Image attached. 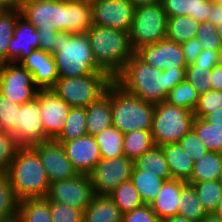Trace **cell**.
<instances>
[{
	"label": "cell",
	"mask_w": 222,
	"mask_h": 222,
	"mask_svg": "<svg viewBox=\"0 0 222 222\" xmlns=\"http://www.w3.org/2000/svg\"><path fill=\"white\" fill-rule=\"evenodd\" d=\"M21 17L37 29L87 33L93 26L92 5L69 0H27L17 6Z\"/></svg>",
	"instance_id": "cell-1"
},
{
	"label": "cell",
	"mask_w": 222,
	"mask_h": 222,
	"mask_svg": "<svg viewBox=\"0 0 222 222\" xmlns=\"http://www.w3.org/2000/svg\"><path fill=\"white\" fill-rule=\"evenodd\" d=\"M185 76L186 68L159 70L134 54L114 81L137 98L158 104L166 101L168 92Z\"/></svg>",
	"instance_id": "cell-2"
},
{
	"label": "cell",
	"mask_w": 222,
	"mask_h": 222,
	"mask_svg": "<svg viewBox=\"0 0 222 222\" xmlns=\"http://www.w3.org/2000/svg\"><path fill=\"white\" fill-rule=\"evenodd\" d=\"M87 35L97 66L114 80L135 54L129 32L93 24Z\"/></svg>",
	"instance_id": "cell-3"
},
{
	"label": "cell",
	"mask_w": 222,
	"mask_h": 222,
	"mask_svg": "<svg viewBox=\"0 0 222 222\" xmlns=\"http://www.w3.org/2000/svg\"><path fill=\"white\" fill-rule=\"evenodd\" d=\"M56 43L51 54L54 56L59 77H82L93 73H106L94 60L87 33L60 32Z\"/></svg>",
	"instance_id": "cell-4"
},
{
	"label": "cell",
	"mask_w": 222,
	"mask_h": 222,
	"mask_svg": "<svg viewBox=\"0 0 222 222\" xmlns=\"http://www.w3.org/2000/svg\"><path fill=\"white\" fill-rule=\"evenodd\" d=\"M19 201L46 198L50 186L38 153L31 146H21L7 172Z\"/></svg>",
	"instance_id": "cell-5"
},
{
	"label": "cell",
	"mask_w": 222,
	"mask_h": 222,
	"mask_svg": "<svg viewBox=\"0 0 222 222\" xmlns=\"http://www.w3.org/2000/svg\"><path fill=\"white\" fill-rule=\"evenodd\" d=\"M112 122L123 134L151 130L155 104L126 92L115 81L111 83Z\"/></svg>",
	"instance_id": "cell-6"
},
{
	"label": "cell",
	"mask_w": 222,
	"mask_h": 222,
	"mask_svg": "<svg viewBox=\"0 0 222 222\" xmlns=\"http://www.w3.org/2000/svg\"><path fill=\"white\" fill-rule=\"evenodd\" d=\"M194 119V112L188 109L166 101L155 104L151 129L154 145L178 143L192 130Z\"/></svg>",
	"instance_id": "cell-7"
},
{
	"label": "cell",
	"mask_w": 222,
	"mask_h": 222,
	"mask_svg": "<svg viewBox=\"0 0 222 222\" xmlns=\"http://www.w3.org/2000/svg\"><path fill=\"white\" fill-rule=\"evenodd\" d=\"M113 81L107 73H93L82 77H59L52 89L70 106L88 107L106 93Z\"/></svg>",
	"instance_id": "cell-8"
},
{
	"label": "cell",
	"mask_w": 222,
	"mask_h": 222,
	"mask_svg": "<svg viewBox=\"0 0 222 222\" xmlns=\"http://www.w3.org/2000/svg\"><path fill=\"white\" fill-rule=\"evenodd\" d=\"M167 15L161 3L135 8L129 39L134 51L166 38Z\"/></svg>",
	"instance_id": "cell-9"
},
{
	"label": "cell",
	"mask_w": 222,
	"mask_h": 222,
	"mask_svg": "<svg viewBox=\"0 0 222 222\" xmlns=\"http://www.w3.org/2000/svg\"><path fill=\"white\" fill-rule=\"evenodd\" d=\"M134 161L126 155L101 159L88 174L94 195H108L124 181L131 179Z\"/></svg>",
	"instance_id": "cell-10"
},
{
	"label": "cell",
	"mask_w": 222,
	"mask_h": 222,
	"mask_svg": "<svg viewBox=\"0 0 222 222\" xmlns=\"http://www.w3.org/2000/svg\"><path fill=\"white\" fill-rule=\"evenodd\" d=\"M39 88L20 63L0 64V94L21 105L34 99Z\"/></svg>",
	"instance_id": "cell-11"
},
{
	"label": "cell",
	"mask_w": 222,
	"mask_h": 222,
	"mask_svg": "<svg viewBox=\"0 0 222 222\" xmlns=\"http://www.w3.org/2000/svg\"><path fill=\"white\" fill-rule=\"evenodd\" d=\"M94 196L89 175L78 174L74 178L51 182L46 199L85 210Z\"/></svg>",
	"instance_id": "cell-12"
},
{
	"label": "cell",
	"mask_w": 222,
	"mask_h": 222,
	"mask_svg": "<svg viewBox=\"0 0 222 222\" xmlns=\"http://www.w3.org/2000/svg\"><path fill=\"white\" fill-rule=\"evenodd\" d=\"M13 134L20 146H33L51 140L45 133L40 115V89L34 99L20 105Z\"/></svg>",
	"instance_id": "cell-13"
},
{
	"label": "cell",
	"mask_w": 222,
	"mask_h": 222,
	"mask_svg": "<svg viewBox=\"0 0 222 222\" xmlns=\"http://www.w3.org/2000/svg\"><path fill=\"white\" fill-rule=\"evenodd\" d=\"M93 24L130 32L135 7L130 0H96Z\"/></svg>",
	"instance_id": "cell-14"
},
{
	"label": "cell",
	"mask_w": 222,
	"mask_h": 222,
	"mask_svg": "<svg viewBox=\"0 0 222 222\" xmlns=\"http://www.w3.org/2000/svg\"><path fill=\"white\" fill-rule=\"evenodd\" d=\"M39 155L49 182L68 180L78 175L66 157L63 146L56 140H48L31 146Z\"/></svg>",
	"instance_id": "cell-15"
},
{
	"label": "cell",
	"mask_w": 222,
	"mask_h": 222,
	"mask_svg": "<svg viewBox=\"0 0 222 222\" xmlns=\"http://www.w3.org/2000/svg\"><path fill=\"white\" fill-rule=\"evenodd\" d=\"M135 54L142 61L159 70L187 67L181 44L167 38L142 46L135 51Z\"/></svg>",
	"instance_id": "cell-16"
},
{
	"label": "cell",
	"mask_w": 222,
	"mask_h": 222,
	"mask_svg": "<svg viewBox=\"0 0 222 222\" xmlns=\"http://www.w3.org/2000/svg\"><path fill=\"white\" fill-rule=\"evenodd\" d=\"M72 106L52 89H40V115L46 135L54 140L63 130Z\"/></svg>",
	"instance_id": "cell-17"
},
{
	"label": "cell",
	"mask_w": 222,
	"mask_h": 222,
	"mask_svg": "<svg viewBox=\"0 0 222 222\" xmlns=\"http://www.w3.org/2000/svg\"><path fill=\"white\" fill-rule=\"evenodd\" d=\"M59 142L78 174H89L101 160L100 149L94 136L86 134L71 141Z\"/></svg>",
	"instance_id": "cell-18"
},
{
	"label": "cell",
	"mask_w": 222,
	"mask_h": 222,
	"mask_svg": "<svg viewBox=\"0 0 222 222\" xmlns=\"http://www.w3.org/2000/svg\"><path fill=\"white\" fill-rule=\"evenodd\" d=\"M20 64L32 74L39 89H49L56 85L59 75L54 56L50 52L35 49Z\"/></svg>",
	"instance_id": "cell-19"
},
{
	"label": "cell",
	"mask_w": 222,
	"mask_h": 222,
	"mask_svg": "<svg viewBox=\"0 0 222 222\" xmlns=\"http://www.w3.org/2000/svg\"><path fill=\"white\" fill-rule=\"evenodd\" d=\"M35 49H39L37 28L20 16L8 47L7 63H20Z\"/></svg>",
	"instance_id": "cell-20"
},
{
	"label": "cell",
	"mask_w": 222,
	"mask_h": 222,
	"mask_svg": "<svg viewBox=\"0 0 222 222\" xmlns=\"http://www.w3.org/2000/svg\"><path fill=\"white\" fill-rule=\"evenodd\" d=\"M186 184V181L179 179L165 180L156 199L150 204L153 212L161 220L179 214V197Z\"/></svg>",
	"instance_id": "cell-21"
},
{
	"label": "cell",
	"mask_w": 222,
	"mask_h": 222,
	"mask_svg": "<svg viewBox=\"0 0 222 222\" xmlns=\"http://www.w3.org/2000/svg\"><path fill=\"white\" fill-rule=\"evenodd\" d=\"M86 130L87 134L95 136L106 128L113 125L111 109V84L106 93L97 101L86 107Z\"/></svg>",
	"instance_id": "cell-22"
},
{
	"label": "cell",
	"mask_w": 222,
	"mask_h": 222,
	"mask_svg": "<svg viewBox=\"0 0 222 222\" xmlns=\"http://www.w3.org/2000/svg\"><path fill=\"white\" fill-rule=\"evenodd\" d=\"M168 17L191 16L200 23L209 22L213 4L209 0H161Z\"/></svg>",
	"instance_id": "cell-23"
},
{
	"label": "cell",
	"mask_w": 222,
	"mask_h": 222,
	"mask_svg": "<svg viewBox=\"0 0 222 222\" xmlns=\"http://www.w3.org/2000/svg\"><path fill=\"white\" fill-rule=\"evenodd\" d=\"M123 214L108 195H94L84 210L83 222H122Z\"/></svg>",
	"instance_id": "cell-24"
},
{
	"label": "cell",
	"mask_w": 222,
	"mask_h": 222,
	"mask_svg": "<svg viewBox=\"0 0 222 222\" xmlns=\"http://www.w3.org/2000/svg\"><path fill=\"white\" fill-rule=\"evenodd\" d=\"M168 163L171 179L188 181L192 175L194 161L188 157L179 143L161 146Z\"/></svg>",
	"instance_id": "cell-25"
},
{
	"label": "cell",
	"mask_w": 222,
	"mask_h": 222,
	"mask_svg": "<svg viewBox=\"0 0 222 222\" xmlns=\"http://www.w3.org/2000/svg\"><path fill=\"white\" fill-rule=\"evenodd\" d=\"M222 170V153L208 151L194 162L192 175L187 183L218 180Z\"/></svg>",
	"instance_id": "cell-26"
},
{
	"label": "cell",
	"mask_w": 222,
	"mask_h": 222,
	"mask_svg": "<svg viewBox=\"0 0 222 222\" xmlns=\"http://www.w3.org/2000/svg\"><path fill=\"white\" fill-rule=\"evenodd\" d=\"M134 166L146 173L156 174L158 178L171 179L168 163L160 146H154L134 161Z\"/></svg>",
	"instance_id": "cell-27"
},
{
	"label": "cell",
	"mask_w": 222,
	"mask_h": 222,
	"mask_svg": "<svg viewBox=\"0 0 222 222\" xmlns=\"http://www.w3.org/2000/svg\"><path fill=\"white\" fill-rule=\"evenodd\" d=\"M200 22L191 16H174L167 18L166 38L182 44L195 38Z\"/></svg>",
	"instance_id": "cell-28"
},
{
	"label": "cell",
	"mask_w": 222,
	"mask_h": 222,
	"mask_svg": "<svg viewBox=\"0 0 222 222\" xmlns=\"http://www.w3.org/2000/svg\"><path fill=\"white\" fill-rule=\"evenodd\" d=\"M144 204L150 205L161 189L165 179L158 178L156 174L146 173L133 167L131 179Z\"/></svg>",
	"instance_id": "cell-29"
},
{
	"label": "cell",
	"mask_w": 222,
	"mask_h": 222,
	"mask_svg": "<svg viewBox=\"0 0 222 222\" xmlns=\"http://www.w3.org/2000/svg\"><path fill=\"white\" fill-rule=\"evenodd\" d=\"M20 222H52L50 202L46 198L25 199L19 202Z\"/></svg>",
	"instance_id": "cell-30"
},
{
	"label": "cell",
	"mask_w": 222,
	"mask_h": 222,
	"mask_svg": "<svg viewBox=\"0 0 222 222\" xmlns=\"http://www.w3.org/2000/svg\"><path fill=\"white\" fill-rule=\"evenodd\" d=\"M122 146L124 155L135 161L155 146L151 130H135L125 133Z\"/></svg>",
	"instance_id": "cell-31"
},
{
	"label": "cell",
	"mask_w": 222,
	"mask_h": 222,
	"mask_svg": "<svg viewBox=\"0 0 222 222\" xmlns=\"http://www.w3.org/2000/svg\"><path fill=\"white\" fill-rule=\"evenodd\" d=\"M123 136L124 134L113 125L94 136L100 149L101 159H111L124 155Z\"/></svg>",
	"instance_id": "cell-32"
},
{
	"label": "cell",
	"mask_w": 222,
	"mask_h": 222,
	"mask_svg": "<svg viewBox=\"0 0 222 222\" xmlns=\"http://www.w3.org/2000/svg\"><path fill=\"white\" fill-rule=\"evenodd\" d=\"M19 200L7 173H0V222L18 217Z\"/></svg>",
	"instance_id": "cell-33"
},
{
	"label": "cell",
	"mask_w": 222,
	"mask_h": 222,
	"mask_svg": "<svg viewBox=\"0 0 222 222\" xmlns=\"http://www.w3.org/2000/svg\"><path fill=\"white\" fill-rule=\"evenodd\" d=\"M179 214L192 221L201 222L209 214L203 208L196 191L191 184H186L180 194Z\"/></svg>",
	"instance_id": "cell-34"
},
{
	"label": "cell",
	"mask_w": 222,
	"mask_h": 222,
	"mask_svg": "<svg viewBox=\"0 0 222 222\" xmlns=\"http://www.w3.org/2000/svg\"><path fill=\"white\" fill-rule=\"evenodd\" d=\"M108 196L119 207L122 214L131 212L132 210L144 205V202L131 180L121 183L111 193H109Z\"/></svg>",
	"instance_id": "cell-35"
},
{
	"label": "cell",
	"mask_w": 222,
	"mask_h": 222,
	"mask_svg": "<svg viewBox=\"0 0 222 222\" xmlns=\"http://www.w3.org/2000/svg\"><path fill=\"white\" fill-rule=\"evenodd\" d=\"M86 121V107H72L62 132L54 140L71 141L86 135Z\"/></svg>",
	"instance_id": "cell-36"
},
{
	"label": "cell",
	"mask_w": 222,
	"mask_h": 222,
	"mask_svg": "<svg viewBox=\"0 0 222 222\" xmlns=\"http://www.w3.org/2000/svg\"><path fill=\"white\" fill-rule=\"evenodd\" d=\"M20 16L17 6L9 10H0V64L7 63L8 47Z\"/></svg>",
	"instance_id": "cell-37"
},
{
	"label": "cell",
	"mask_w": 222,
	"mask_h": 222,
	"mask_svg": "<svg viewBox=\"0 0 222 222\" xmlns=\"http://www.w3.org/2000/svg\"><path fill=\"white\" fill-rule=\"evenodd\" d=\"M192 130L209 151L222 153V126L195 117Z\"/></svg>",
	"instance_id": "cell-38"
},
{
	"label": "cell",
	"mask_w": 222,
	"mask_h": 222,
	"mask_svg": "<svg viewBox=\"0 0 222 222\" xmlns=\"http://www.w3.org/2000/svg\"><path fill=\"white\" fill-rule=\"evenodd\" d=\"M191 184L196 191L203 208L208 214H212L222 198V186L218 180L202 181Z\"/></svg>",
	"instance_id": "cell-39"
},
{
	"label": "cell",
	"mask_w": 222,
	"mask_h": 222,
	"mask_svg": "<svg viewBox=\"0 0 222 222\" xmlns=\"http://www.w3.org/2000/svg\"><path fill=\"white\" fill-rule=\"evenodd\" d=\"M166 102L194 112L199 102V94L189 82L184 80L168 92Z\"/></svg>",
	"instance_id": "cell-40"
},
{
	"label": "cell",
	"mask_w": 222,
	"mask_h": 222,
	"mask_svg": "<svg viewBox=\"0 0 222 222\" xmlns=\"http://www.w3.org/2000/svg\"><path fill=\"white\" fill-rule=\"evenodd\" d=\"M20 105L0 94V131L14 134Z\"/></svg>",
	"instance_id": "cell-41"
},
{
	"label": "cell",
	"mask_w": 222,
	"mask_h": 222,
	"mask_svg": "<svg viewBox=\"0 0 222 222\" xmlns=\"http://www.w3.org/2000/svg\"><path fill=\"white\" fill-rule=\"evenodd\" d=\"M211 70L203 67H195L188 64L186 67L185 80L189 82L199 95L212 90Z\"/></svg>",
	"instance_id": "cell-42"
},
{
	"label": "cell",
	"mask_w": 222,
	"mask_h": 222,
	"mask_svg": "<svg viewBox=\"0 0 222 222\" xmlns=\"http://www.w3.org/2000/svg\"><path fill=\"white\" fill-rule=\"evenodd\" d=\"M21 146L12 133L0 131V173H7Z\"/></svg>",
	"instance_id": "cell-43"
},
{
	"label": "cell",
	"mask_w": 222,
	"mask_h": 222,
	"mask_svg": "<svg viewBox=\"0 0 222 222\" xmlns=\"http://www.w3.org/2000/svg\"><path fill=\"white\" fill-rule=\"evenodd\" d=\"M195 38L201 43L203 50L220 51L222 47L217 28L210 22L200 23Z\"/></svg>",
	"instance_id": "cell-44"
},
{
	"label": "cell",
	"mask_w": 222,
	"mask_h": 222,
	"mask_svg": "<svg viewBox=\"0 0 222 222\" xmlns=\"http://www.w3.org/2000/svg\"><path fill=\"white\" fill-rule=\"evenodd\" d=\"M222 107V91L211 90L199 95V102L194 110V116L204 118Z\"/></svg>",
	"instance_id": "cell-45"
},
{
	"label": "cell",
	"mask_w": 222,
	"mask_h": 222,
	"mask_svg": "<svg viewBox=\"0 0 222 222\" xmlns=\"http://www.w3.org/2000/svg\"><path fill=\"white\" fill-rule=\"evenodd\" d=\"M50 214L52 222H83L84 210L50 202Z\"/></svg>",
	"instance_id": "cell-46"
},
{
	"label": "cell",
	"mask_w": 222,
	"mask_h": 222,
	"mask_svg": "<svg viewBox=\"0 0 222 222\" xmlns=\"http://www.w3.org/2000/svg\"><path fill=\"white\" fill-rule=\"evenodd\" d=\"M178 143L194 162L209 151L193 130L188 132Z\"/></svg>",
	"instance_id": "cell-47"
},
{
	"label": "cell",
	"mask_w": 222,
	"mask_h": 222,
	"mask_svg": "<svg viewBox=\"0 0 222 222\" xmlns=\"http://www.w3.org/2000/svg\"><path fill=\"white\" fill-rule=\"evenodd\" d=\"M122 222H162L150 205L143 206L123 214Z\"/></svg>",
	"instance_id": "cell-48"
},
{
	"label": "cell",
	"mask_w": 222,
	"mask_h": 222,
	"mask_svg": "<svg viewBox=\"0 0 222 222\" xmlns=\"http://www.w3.org/2000/svg\"><path fill=\"white\" fill-rule=\"evenodd\" d=\"M181 48L187 65L192 64L203 50L201 43L196 38L182 43Z\"/></svg>",
	"instance_id": "cell-49"
},
{
	"label": "cell",
	"mask_w": 222,
	"mask_h": 222,
	"mask_svg": "<svg viewBox=\"0 0 222 222\" xmlns=\"http://www.w3.org/2000/svg\"><path fill=\"white\" fill-rule=\"evenodd\" d=\"M39 35V49L52 52L56 46V38L60 32L56 30L37 29Z\"/></svg>",
	"instance_id": "cell-50"
},
{
	"label": "cell",
	"mask_w": 222,
	"mask_h": 222,
	"mask_svg": "<svg viewBox=\"0 0 222 222\" xmlns=\"http://www.w3.org/2000/svg\"><path fill=\"white\" fill-rule=\"evenodd\" d=\"M218 55L219 51L202 50L192 65L195 67L212 69L218 65Z\"/></svg>",
	"instance_id": "cell-51"
},
{
	"label": "cell",
	"mask_w": 222,
	"mask_h": 222,
	"mask_svg": "<svg viewBox=\"0 0 222 222\" xmlns=\"http://www.w3.org/2000/svg\"><path fill=\"white\" fill-rule=\"evenodd\" d=\"M210 77L212 90L222 91V66L212 68Z\"/></svg>",
	"instance_id": "cell-52"
},
{
	"label": "cell",
	"mask_w": 222,
	"mask_h": 222,
	"mask_svg": "<svg viewBox=\"0 0 222 222\" xmlns=\"http://www.w3.org/2000/svg\"><path fill=\"white\" fill-rule=\"evenodd\" d=\"M209 22L216 27L222 23V2L219 4H213L211 14L209 15Z\"/></svg>",
	"instance_id": "cell-53"
},
{
	"label": "cell",
	"mask_w": 222,
	"mask_h": 222,
	"mask_svg": "<svg viewBox=\"0 0 222 222\" xmlns=\"http://www.w3.org/2000/svg\"><path fill=\"white\" fill-rule=\"evenodd\" d=\"M203 120L213 125L222 126V107L206 115Z\"/></svg>",
	"instance_id": "cell-54"
},
{
	"label": "cell",
	"mask_w": 222,
	"mask_h": 222,
	"mask_svg": "<svg viewBox=\"0 0 222 222\" xmlns=\"http://www.w3.org/2000/svg\"><path fill=\"white\" fill-rule=\"evenodd\" d=\"M135 8L161 3V0H130Z\"/></svg>",
	"instance_id": "cell-55"
},
{
	"label": "cell",
	"mask_w": 222,
	"mask_h": 222,
	"mask_svg": "<svg viewBox=\"0 0 222 222\" xmlns=\"http://www.w3.org/2000/svg\"><path fill=\"white\" fill-rule=\"evenodd\" d=\"M162 222H195V221H192V220L178 214V215H175L172 217L165 218L162 220Z\"/></svg>",
	"instance_id": "cell-56"
},
{
	"label": "cell",
	"mask_w": 222,
	"mask_h": 222,
	"mask_svg": "<svg viewBox=\"0 0 222 222\" xmlns=\"http://www.w3.org/2000/svg\"><path fill=\"white\" fill-rule=\"evenodd\" d=\"M15 7L13 0H0V10H9Z\"/></svg>",
	"instance_id": "cell-57"
},
{
	"label": "cell",
	"mask_w": 222,
	"mask_h": 222,
	"mask_svg": "<svg viewBox=\"0 0 222 222\" xmlns=\"http://www.w3.org/2000/svg\"><path fill=\"white\" fill-rule=\"evenodd\" d=\"M212 215L222 222V198L219 201L217 209L212 213Z\"/></svg>",
	"instance_id": "cell-58"
},
{
	"label": "cell",
	"mask_w": 222,
	"mask_h": 222,
	"mask_svg": "<svg viewBox=\"0 0 222 222\" xmlns=\"http://www.w3.org/2000/svg\"><path fill=\"white\" fill-rule=\"evenodd\" d=\"M201 222H221L219 219H217L215 216L212 214H209L204 220Z\"/></svg>",
	"instance_id": "cell-59"
},
{
	"label": "cell",
	"mask_w": 222,
	"mask_h": 222,
	"mask_svg": "<svg viewBox=\"0 0 222 222\" xmlns=\"http://www.w3.org/2000/svg\"><path fill=\"white\" fill-rule=\"evenodd\" d=\"M69 1L86 3V4H89V5H92L96 0H69Z\"/></svg>",
	"instance_id": "cell-60"
},
{
	"label": "cell",
	"mask_w": 222,
	"mask_h": 222,
	"mask_svg": "<svg viewBox=\"0 0 222 222\" xmlns=\"http://www.w3.org/2000/svg\"><path fill=\"white\" fill-rule=\"evenodd\" d=\"M216 28H217V35L220 37L222 42V23L219 24Z\"/></svg>",
	"instance_id": "cell-61"
},
{
	"label": "cell",
	"mask_w": 222,
	"mask_h": 222,
	"mask_svg": "<svg viewBox=\"0 0 222 222\" xmlns=\"http://www.w3.org/2000/svg\"><path fill=\"white\" fill-rule=\"evenodd\" d=\"M218 65L222 66V47L219 51V55H218Z\"/></svg>",
	"instance_id": "cell-62"
},
{
	"label": "cell",
	"mask_w": 222,
	"mask_h": 222,
	"mask_svg": "<svg viewBox=\"0 0 222 222\" xmlns=\"http://www.w3.org/2000/svg\"><path fill=\"white\" fill-rule=\"evenodd\" d=\"M13 1H14L15 5L18 6V5H20L21 3H23L27 0H13Z\"/></svg>",
	"instance_id": "cell-63"
},
{
	"label": "cell",
	"mask_w": 222,
	"mask_h": 222,
	"mask_svg": "<svg viewBox=\"0 0 222 222\" xmlns=\"http://www.w3.org/2000/svg\"><path fill=\"white\" fill-rule=\"evenodd\" d=\"M212 4H219L222 0H209Z\"/></svg>",
	"instance_id": "cell-64"
},
{
	"label": "cell",
	"mask_w": 222,
	"mask_h": 222,
	"mask_svg": "<svg viewBox=\"0 0 222 222\" xmlns=\"http://www.w3.org/2000/svg\"><path fill=\"white\" fill-rule=\"evenodd\" d=\"M218 182H219L220 185L222 186V170H221V173H220V175H219Z\"/></svg>",
	"instance_id": "cell-65"
},
{
	"label": "cell",
	"mask_w": 222,
	"mask_h": 222,
	"mask_svg": "<svg viewBox=\"0 0 222 222\" xmlns=\"http://www.w3.org/2000/svg\"><path fill=\"white\" fill-rule=\"evenodd\" d=\"M7 222H20V220L18 218H15V219L7 221Z\"/></svg>",
	"instance_id": "cell-66"
},
{
	"label": "cell",
	"mask_w": 222,
	"mask_h": 222,
	"mask_svg": "<svg viewBox=\"0 0 222 222\" xmlns=\"http://www.w3.org/2000/svg\"><path fill=\"white\" fill-rule=\"evenodd\" d=\"M44 1H52V2H57V1H61V0H44Z\"/></svg>",
	"instance_id": "cell-67"
}]
</instances>
